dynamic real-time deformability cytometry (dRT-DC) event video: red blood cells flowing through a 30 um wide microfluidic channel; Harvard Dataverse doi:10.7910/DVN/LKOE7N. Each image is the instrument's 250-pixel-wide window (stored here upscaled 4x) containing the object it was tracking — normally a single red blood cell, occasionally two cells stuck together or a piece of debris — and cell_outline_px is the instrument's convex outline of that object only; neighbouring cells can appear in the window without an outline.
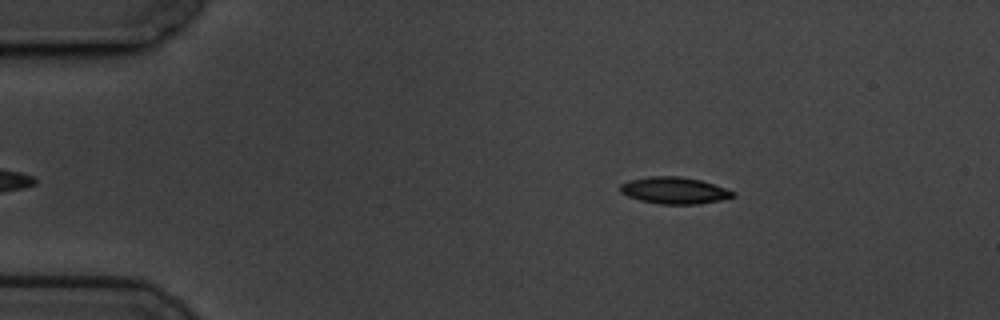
{"species": "common noctule bat (a hibernating species)", "species_latin": "Nyctalus noctula", "temperature_condition": "cold", "stored_images_in_passage": 53, "camera_frame_rate_fps": 3000, "um_per_image_px": 0.085, "animal": {"sex": "male", "body_mass_g": 19.5, "forearm_length_mm": 54.6}, "frame": {"image": 1, "passage_image": 4, "time_ms": 1.0, "image_size_px": [1000, 320], "cell_outline_px": [[736, 196], [720, 200], [696, 204], [660, 204], [640, 200], [628, 196], [620, 192], [620, 184], [628, 180], [652, 176], [680, 176], [700, 180], [736, 192]], "centroid_in_image_um": [57.3, 16.19], "position_along_channel_um": 27.7, "area_um2": 17.46}}
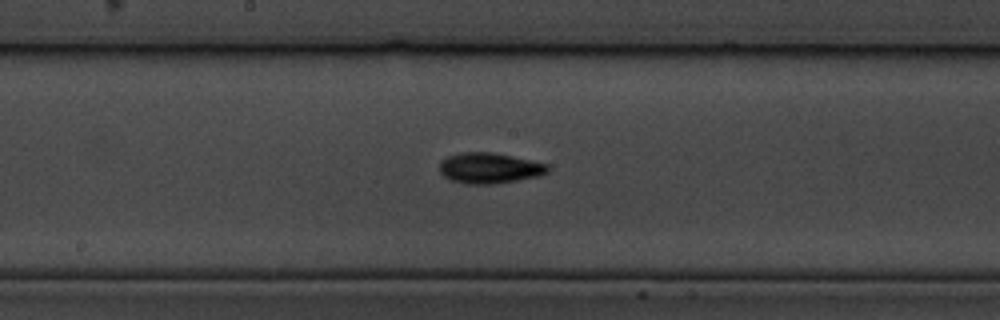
{"frame": {"image": 2, "passage_image": 25, "time_ms": 8.0, "image_size_px": [1000, 320], "cell_outline_px": [[548, 172], [540, 176], [492, 184], [464, 184], [452, 180], [444, 176], [440, 172], [440, 160], [448, 156], [460, 152], [492, 152], [512, 156], [548, 164]], "centroid_in_image_um": [41.58, 14.28], "position_along_channel_um": 206.6, "area_um2": 19.31}}
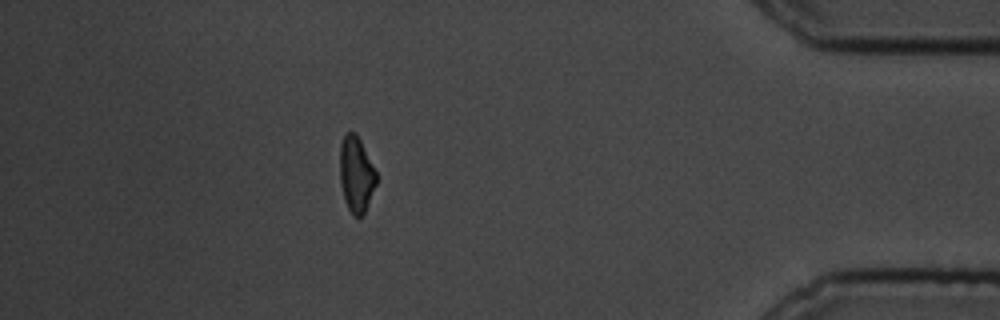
{"frame": {"image": 3, "passage_image": 46, "time_ms": 15.0, "image_size_px": [1000, 320], "cell_outline_px": [[376, 184], [364, 212], [360, 216], [352, 216], [344, 200], [340, 184], [340, 144], [344, 132], [356, 132], [376, 172]], "centroid_in_image_um": [30.25, 14.8], "position_along_channel_um": 405.0, "area_um2": 16.01}, "authors_computed_cell_mechanics": {"area_um2": 17.2244, "velocity_mm_per_s": 3.4484, "shape_relaxation_time_tau1_ms": 2.2341, "shape_relaxation_time_tau2_ms": 5.4501, "deformation_change_tau1": 0.113, "deformation_change_tau2": 0.109}}